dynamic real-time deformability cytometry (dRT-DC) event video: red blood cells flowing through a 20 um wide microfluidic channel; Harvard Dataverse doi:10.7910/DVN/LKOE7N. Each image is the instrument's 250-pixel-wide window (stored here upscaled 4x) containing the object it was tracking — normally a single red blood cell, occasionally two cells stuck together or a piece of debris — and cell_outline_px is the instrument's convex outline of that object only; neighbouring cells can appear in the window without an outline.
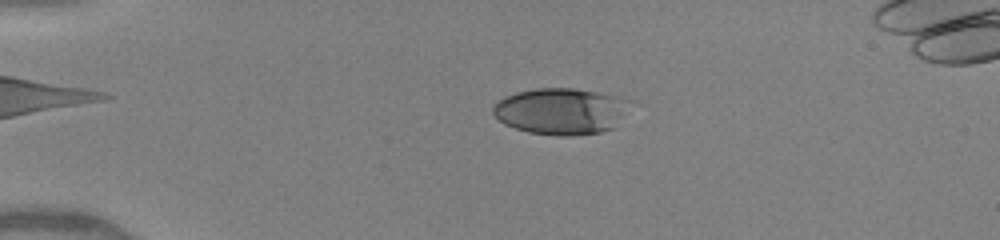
{"species": "human", "species_latin": "Homo sapiens", "temperature_condition": "warm", "stored_images_in_passage": 29, "camera_frame_rate_fps": 3000, "um_per_image_px": 0.085, "donor": {"sex": "female"}, "frame": {"image": 1, "passage_image": 3, "time_ms": 2.0, "image_size_px": [1000, 240], "cell_outline_px": [[616, 128], [600, 132], [572, 136], [556, 136], [528, 132], [504, 124], [492, 112], [492, 108], [504, 96], [516, 92], [536, 88], [572, 88], [612, 96], [616, 100]], "centroid_in_image_um": [47.41, 9.48], "position_along_channel_um": 37.6, "area_um2": 35.08}}
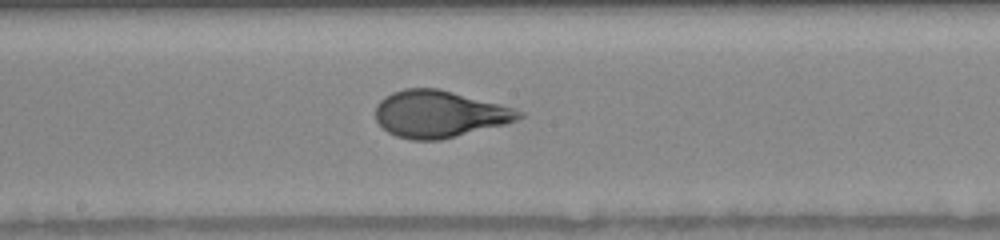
{"frame": {"image": 2, "passage_image": 14, "time_ms": 7.333, "image_size_px": [1000, 240], "cell_outline_px": [[524, 116], [516, 120], [504, 124], [440, 140], [412, 140], [396, 136], [388, 132], [376, 120], [376, 104], [384, 96], [392, 92], [404, 88], [436, 88], [500, 104], [524, 112]], "centroid_in_image_um": [37.3, 9.69], "position_along_channel_um": 210.9, "area_um2": 38.9}}
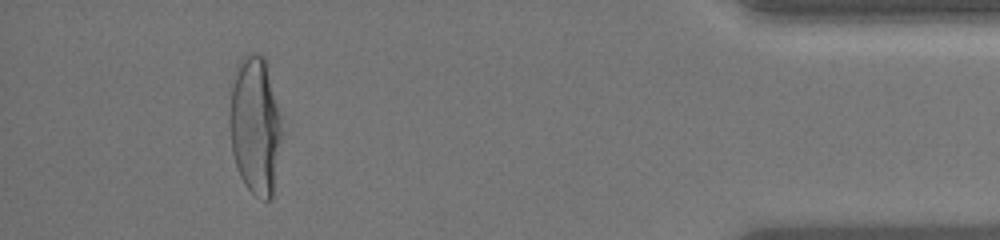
{"frame": {"image": 3, "passage_image": 27, "time_ms": 13.333, "image_size_px": [1000, 240], "cell_outline_px": [[280, 136], [272, 196], [268, 200], [264, 200], [256, 196], [244, 184], [240, 176], [232, 152], [228, 120], [228, 116], [232, 88], [236, 64], [248, 52], [256, 52], [264, 56], [268, 64], [280, 112]], "centroid_in_image_um": [21.66, 10.58], "position_along_channel_um": 413.5, "area_um2": 41.96}, "authors_computed_cell_mechanics": {"area_um2": 38.4948, "velocity_mm_per_s": 4.1816, "shape_relaxation_time_tau1_ms": 3.9039, "shape_relaxation_time_tau2_ms": null, "deformation_change_tau1": 0.1995, "deformation_change_tau2": null}}